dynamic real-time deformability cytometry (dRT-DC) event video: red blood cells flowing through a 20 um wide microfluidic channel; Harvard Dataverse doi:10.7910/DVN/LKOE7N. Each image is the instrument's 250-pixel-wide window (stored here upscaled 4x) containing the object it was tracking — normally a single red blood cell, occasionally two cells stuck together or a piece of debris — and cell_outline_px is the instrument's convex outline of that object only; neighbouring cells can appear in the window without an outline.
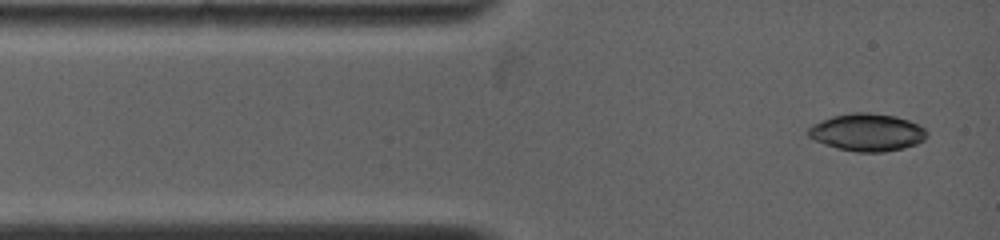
{"species": "common noctule bat (a hibernating species)", "species_latin": "Nyctalus noctula", "temperature_condition": "warm", "stored_images_in_passage": 8, "camera_frame_rate_fps": 5000, "um_per_image_px": 0.085, "animal": {"sex": "female", "body_mass_g": 19.0, "forearm_length_mm": 53.3}, "frame": {"image": 1, "passage_image": 1, "time_ms": 0.0, "image_size_px": [1000, 240], "cell_outline_px": [[928, 136], [924, 140], [916, 144], [904, 148], [884, 152], [856, 152], [836, 148], [824, 144], [808, 136], [804, 132], [808, 128], [832, 116], [852, 112], [868, 112], [896, 116], [908, 120], [924, 128], [928, 132]], "centroid_in_image_um": [73.72, 11.25], "position_along_channel_um": 11.3, "area_um2": 25.95}}
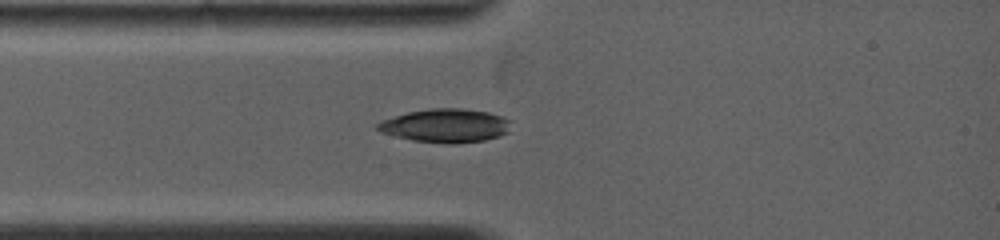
{"frame": {"image": 2, "passage_image": 5, "time_ms": 1.8, "image_size_px": [1000, 240], "cell_outline_px": [[508, 132], [500, 136], [484, 140], [452, 144], [412, 140], [392, 136], [380, 132], [376, 128], [376, 124], [384, 120], [408, 112], [432, 108], [460, 108], [488, 112], [500, 116], [508, 120]], "centroid_in_image_um": [37.84, 10.68], "position_along_channel_um": 47.2, "area_um2": 25.84}}
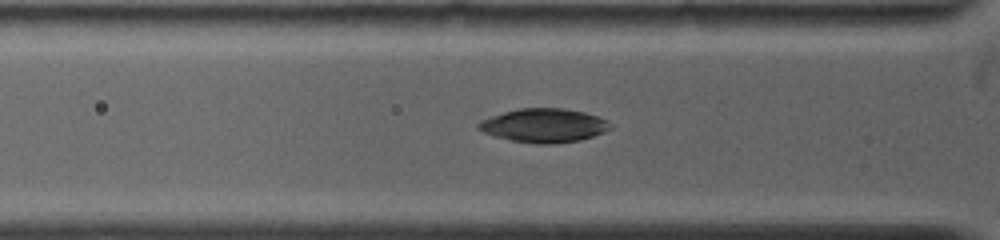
{"frame": {"image": 3, "passage_image": 7, "time_ms": 2.6, "image_size_px": [1000, 240], "cell_outline_px": [[612, 128], [604, 132], [580, 140], [552, 144], [536, 144], [512, 140], [496, 136], [484, 132], [476, 128], [476, 124], [480, 120], [504, 112], [520, 108], [560, 108], [584, 112], [596, 116], [612, 124]], "centroid_in_image_um": [46.22, 10.67], "position_along_channel_um": 79.6, "area_um2": 25.78}}